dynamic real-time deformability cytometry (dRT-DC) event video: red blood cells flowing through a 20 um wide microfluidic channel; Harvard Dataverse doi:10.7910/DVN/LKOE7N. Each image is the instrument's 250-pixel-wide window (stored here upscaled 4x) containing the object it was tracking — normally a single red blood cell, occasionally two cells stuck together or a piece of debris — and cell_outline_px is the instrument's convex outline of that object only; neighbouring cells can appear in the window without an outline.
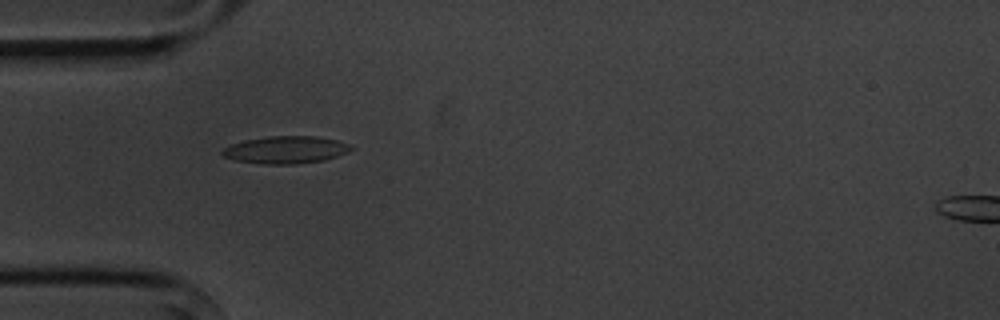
{"species": "common noctule bat (a hibernating species)", "species_latin": "Nyctalus noctula", "temperature_condition": "cold", "stored_images_in_passage": 5, "camera_frame_rate_fps": 3000, "um_per_image_px": 0.085, "animal": {"sex": "male", "body_mass_g": 20.1, "forearm_length_mm": 53.5}, "frame": {"image": 1, "passage_image": 4, "time_ms": 4.333, "image_size_px": [1000, 320], "cell_outline_px": [[356, 148], [348, 152], [324, 160], [292, 164], [260, 164], [236, 160], [224, 156], [220, 152], [224, 148], [232, 144], [244, 140], [268, 136], [316, 136], [336, 140], [348, 144]], "centroid_in_image_um": [24.29, 12.73], "position_along_channel_um": 60.7, "area_um2": 20.46}}
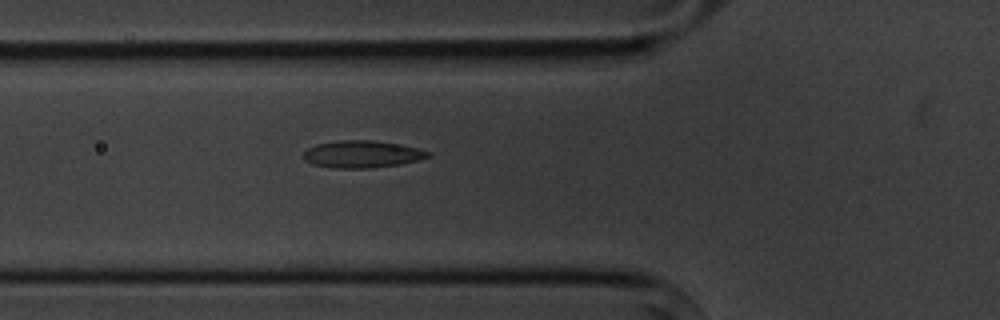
{"frame": {"image": 2, "passage_image": 5, "time_ms": 5.333, "image_size_px": [1000, 320], "cell_outline_px": [[432, 156], [420, 160], [400, 164], [368, 168], [336, 168], [312, 164], [304, 160], [304, 152], [308, 148], [316, 144], [340, 140], [372, 140], [396, 144], [416, 148], [432, 152]], "centroid_in_image_um": [30.79, 13.11], "position_along_channel_um": 95.0, "area_um2": 19.65}}